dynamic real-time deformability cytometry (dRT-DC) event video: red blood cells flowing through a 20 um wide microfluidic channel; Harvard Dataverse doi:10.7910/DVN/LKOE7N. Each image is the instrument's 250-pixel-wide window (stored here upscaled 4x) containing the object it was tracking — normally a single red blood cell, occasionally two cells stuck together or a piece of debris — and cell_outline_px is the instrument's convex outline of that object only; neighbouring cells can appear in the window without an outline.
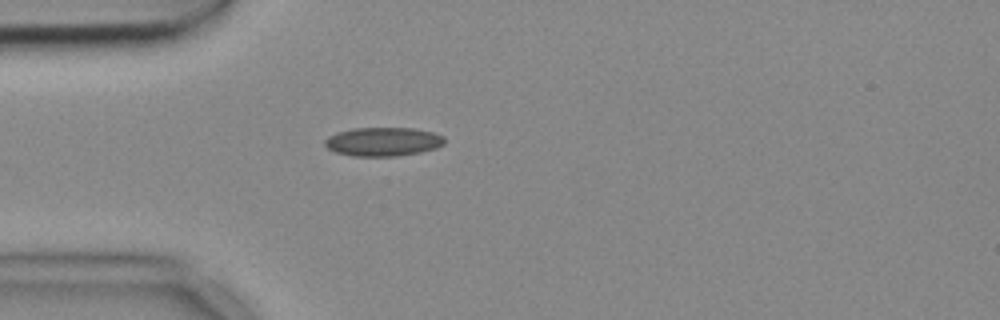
{"species": "common noctule bat (a hibernating species)", "species_latin": "Nyctalus noctula", "temperature_condition": "cold", "stored_images_in_passage": 40, "camera_frame_rate_fps": 3000, "um_per_image_px": 0.085, "animal": {"sex": "female", "body_mass_g": 18.4}, "frame": {"image": 1, "passage_image": 1, "time_ms": 0.0, "image_size_px": [1000, 320], "cell_outline_px": [[444, 144], [436, 148], [420, 152], [396, 156], [352, 156], [336, 152], [328, 148], [324, 144], [324, 140], [328, 136], [336, 132], [352, 128], [416, 128], [436, 132], [444, 136]], "centroid_in_image_um": [32.57, 12.03], "position_along_channel_um": 52.4, "area_um2": 20.29}}
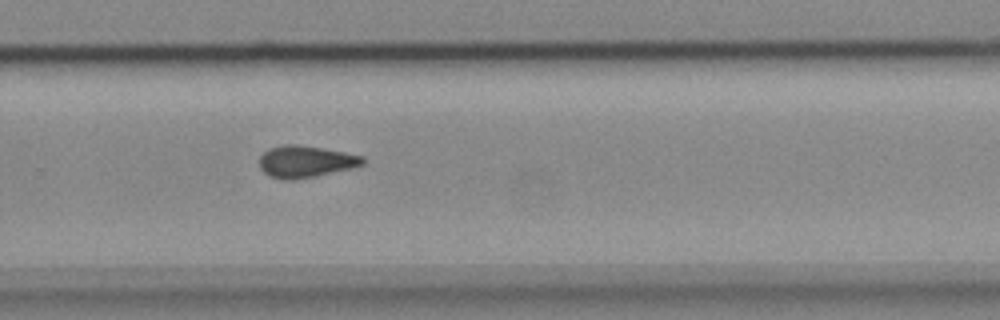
{"frame": {"image": 2, "passage_image": 22, "time_ms": 7.0, "image_size_px": [1000, 320], "cell_outline_px": [[364, 164], [352, 168], [316, 176], [292, 180], [284, 180], [268, 176], [260, 168], [260, 156], [268, 148], [284, 144], [296, 144], [344, 152], [364, 156]], "centroid_in_image_um": [25.95, 13.74], "position_along_channel_um": 303.8, "area_um2": 19.19}}
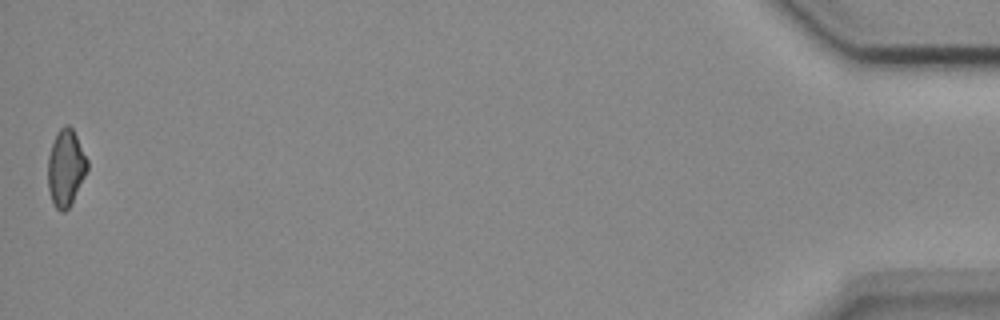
{"frame": {"image": 3, "passage_image": 40, "time_ms": 13.0, "image_size_px": [1000, 320], "cell_outline_px": [[88, 168], [68, 208], [64, 212], [60, 212], [56, 208], [52, 200], [48, 188], [48, 156], [56, 132], [64, 124], [68, 124], [72, 128], [88, 160]], "centroid_in_image_um": [5.57, 14.23], "position_along_channel_um": 429.6, "area_um2": 17.34}, "authors_computed_cell_mechanics": {"area_um2": 18.7561, "velocity_mm_per_s": 3.7017, "shape_relaxation_time_tau1_ms": null, "shape_relaxation_time_tau2_ms": 3.6397, "deformation_change_tau1": null, "deformation_change_tau2": 0.0898}}